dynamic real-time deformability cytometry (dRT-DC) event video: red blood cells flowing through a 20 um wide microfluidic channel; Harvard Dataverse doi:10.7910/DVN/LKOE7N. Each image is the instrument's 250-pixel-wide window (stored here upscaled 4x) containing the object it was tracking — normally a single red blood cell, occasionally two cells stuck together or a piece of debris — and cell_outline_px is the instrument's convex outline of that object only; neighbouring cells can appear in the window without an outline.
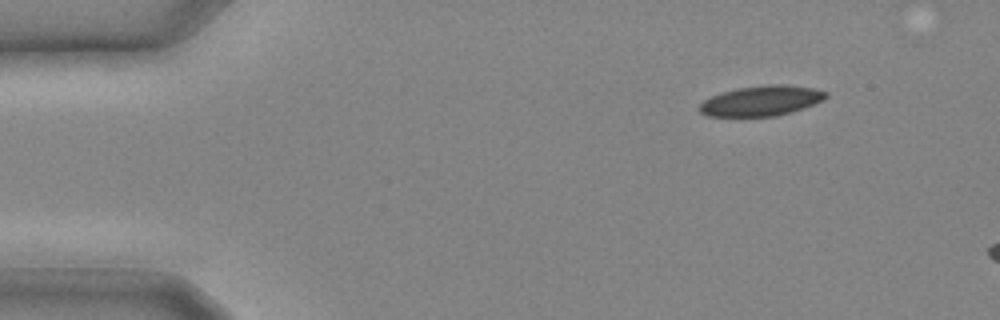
{"species": "common noctule bat (a hibernating species)", "species_latin": "Nyctalus noctula", "temperature_condition": "cold", "stored_images_in_passage": 5, "camera_frame_rate_fps": 3000, "um_per_image_px": 0.085, "animal": {"sex": "male", "body_mass_g": 20.4}, "frame": {"image": 1, "passage_image": 1, "time_ms": 0.0, "image_size_px": [1000, 320], "cell_outline_px": [[828, 96], [824, 100], [776, 116], [708, 116], [700, 112], [700, 104], [704, 100], [720, 92], [740, 88], [768, 84], [788, 84], [812, 88], [828, 92]], "centroid_in_image_um": [64.71, 8.55], "position_along_channel_um": 20.3, "area_um2": 21.96}}